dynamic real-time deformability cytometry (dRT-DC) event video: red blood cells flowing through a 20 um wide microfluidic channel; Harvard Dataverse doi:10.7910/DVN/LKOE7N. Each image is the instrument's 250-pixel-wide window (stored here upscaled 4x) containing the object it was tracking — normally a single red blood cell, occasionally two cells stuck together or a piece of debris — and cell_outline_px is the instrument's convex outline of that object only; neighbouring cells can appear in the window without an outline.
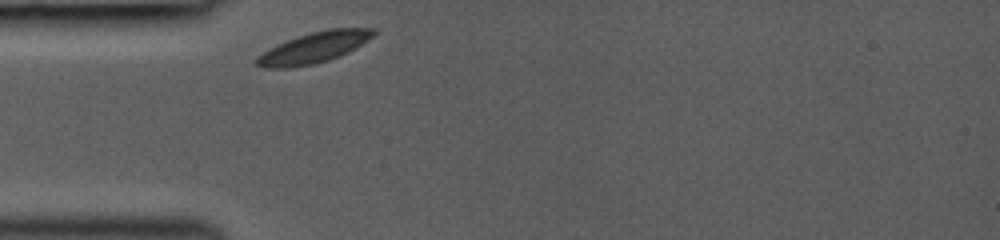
{"species": "common noctule bat (a hibernating species)", "species_latin": "Nyctalus noctula", "temperature_condition": "room temperature", "stored_images_in_passage": 27, "camera_frame_rate_fps": 3000, "um_per_image_px": 0.085, "animal": {"sex": "female", "body_mass_g": 19.0, "forearm_length_mm": 53.3}, "frame": {"image": 1, "passage_image": 1, "time_ms": 0.0, "image_size_px": [1000, 240], "cell_outline_px": [[376, 32], [368, 40], [348, 52], [328, 60], [312, 64], [288, 68], [264, 68], [256, 64], [256, 60], [264, 52], [288, 40], [312, 32], [328, 28], [376, 28]], "centroid_in_image_um": [26.74, 4.04], "position_along_channel_um": 58.3, "area_um2": 20.4}}
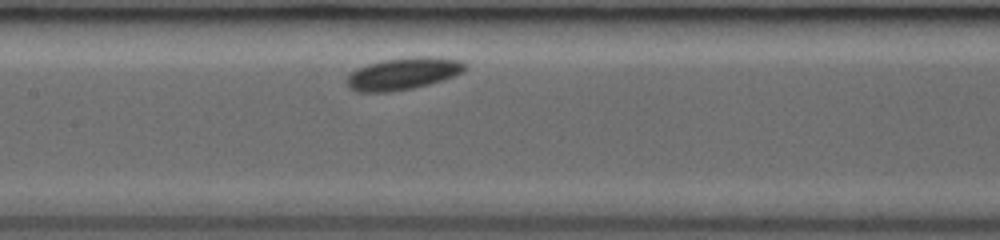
{"frame": {"image": 2, "passage_image": 13, "time_ms": 3.0, "image_size_px": [1000, 240], "cell_outline_px": [[468, 64], [460, 72], [452, 76], [428, 84], [412, 88], [392, 92], [356, 92], [348, 88], [348, 76], [356, 68], [368, 64], [384, 60], [416, 56], [424, 56], [460, 60]], "centroid_in_image_um": [34.22, 6.26], "position_along_channel_um": 173.2, "area_um2": 21.79}}
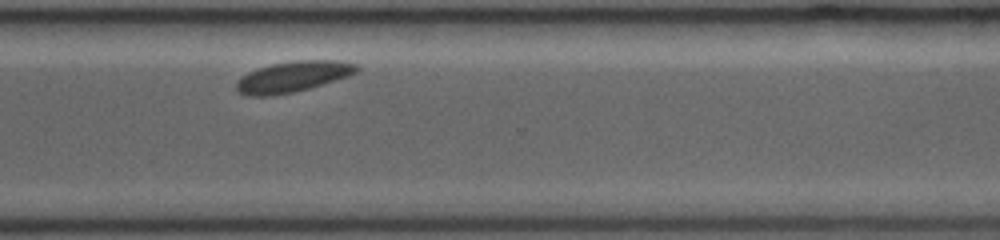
{"frame": {"image": 3, "passage_image": 26, "time_ms": 7.333, "image_size_px": [1000, 240], "cell_outline_px": [[360, 68], [356, 72], [348, 76], [308, 88], [292, 92], [272, 96], [248, 96], [240, 92], [236, 88], [236, 84], [248, 72], [272, 64], [296, 60], [336, 60], [356, 64]], "centroid_in_image_um": [24.91, 6.51], "position_along_channel_um": 345.7, "area_um2": 21.15}}